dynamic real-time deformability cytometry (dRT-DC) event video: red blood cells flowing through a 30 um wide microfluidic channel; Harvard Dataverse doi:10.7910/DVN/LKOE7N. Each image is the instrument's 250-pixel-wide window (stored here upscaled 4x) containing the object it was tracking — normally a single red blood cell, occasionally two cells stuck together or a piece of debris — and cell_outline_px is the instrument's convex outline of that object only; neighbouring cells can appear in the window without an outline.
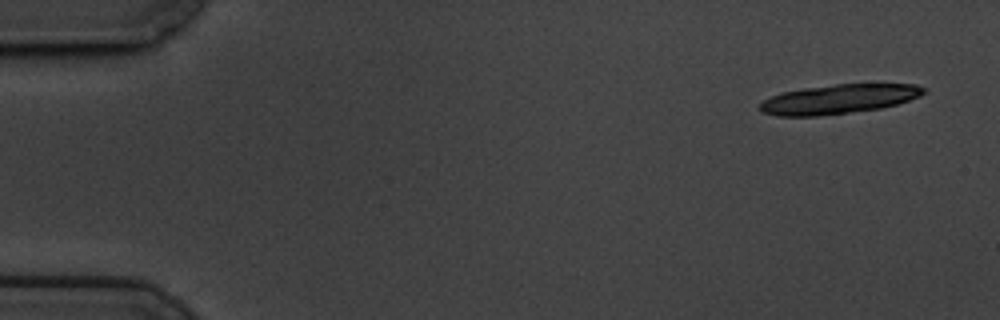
{"species": "common noctule bat (a hibernating species)", "species_latin": "Nyctalus noctula", "temperature_condition": "cold", "stored_images_in_passage": 11, "camera_frame_rate_fps": 3000, "um_per_image_px": 0.085, "animal": {"sex": "male", "body_mass_g": 19.5, "forearm_length_mm": 54.6}, "frame": {"image": 1, "passage_image": 1, "time_ms": 0.0, "image_size_px": [1000, 320], "cell_outline_px": [[924, 92], [920, 96], [896, 104], [880, 108], [820, 116], [776, 116], [760, 112], [760, 104], [764, 100], [772, 96], [784, 92], [804, 88], [836, 84], [916, 84], [924, 88]], "centroid_in_image_um": [71.26, 8.43], "position_along_channel_um": 13.7, "area_um2": 27.74}}
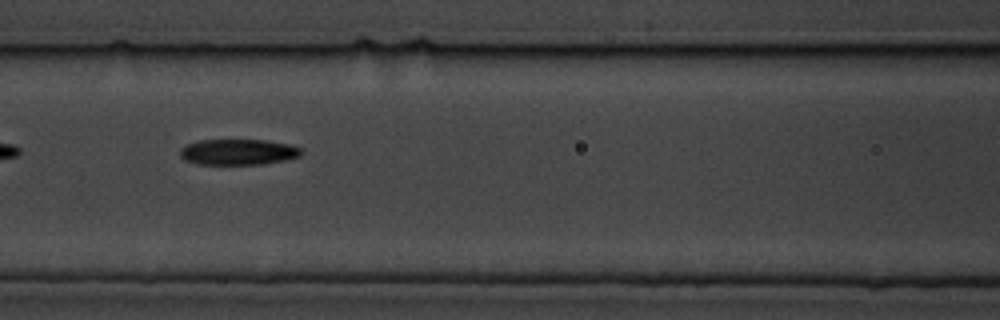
{"frame": {"image": 2, "passage_image": 7, "time_ms": 2.0, "image_size_px": [1000, 320], "cell_outline_px": [[304, 152], [300, 156], [284, 160], [260, 164], [196, 164], [184, 160], [180, 156], [180, 148], [184, 144], [200, 140], [268, 140], [288, 144], [300, 148]], "centroid_in_image_um": [20.21, 12.91], "position_along_channel_um": 146.4, "area_um2": 18.32}}
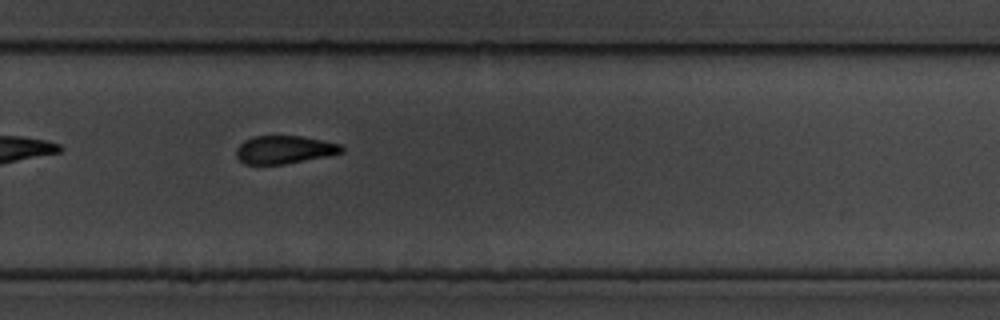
{"frame": {"image": 3, "passage_image": 11, "time_ms": 3.333, "image_size_px": [1000, 320], "cell_outline_px": [[344, 152], [332, 156], [284, 164], [244, 164], [236, 156], [236, 148], [244, 140], [252, 136], [300, 136], [324, 140], [344, 144]], "centroid_in_image_um": [24.23, 12.72], "position_along_channel_um": 305.6, "area_um2": 17.57}}